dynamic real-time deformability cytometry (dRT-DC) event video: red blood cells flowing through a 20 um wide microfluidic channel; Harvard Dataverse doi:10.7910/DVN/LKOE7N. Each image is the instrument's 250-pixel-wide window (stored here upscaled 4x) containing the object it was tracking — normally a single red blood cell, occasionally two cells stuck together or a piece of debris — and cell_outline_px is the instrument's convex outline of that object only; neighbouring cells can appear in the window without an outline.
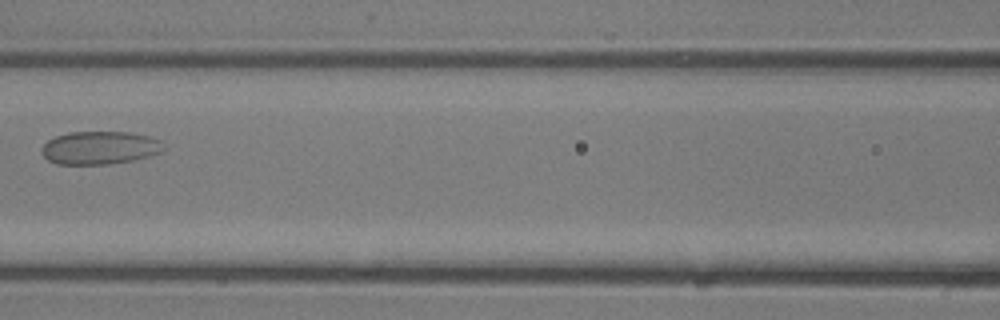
{"species": "common noctule bat (a hibernating species)", "species_latin": "Nyctalus noctula", "temperature_condition": "room temperature", "stored_images_in_passage": 27, "camera_frame_rate_fps": 3000, "um_per_image_px": 0.085, "animal": {"sex": "male", "body_mass_g": 13.3}, "frame": {"image": 1, "passage_image": 10, "time_ms": 3.0, "image_size_px": [1000, 320], "cell_outline_px": [[160, 152], [128, 160], [108, 164], [56, 164], [48, 160], [44, 156], [44, 144], [48, 140], [56, 136], [68, 132], [132, 132], [148, 136], [156, 140]], "centroid_in_image_um": [8.36, 12.55], "position_along_channel_um": 158.2, "area_um2": 22.6}}
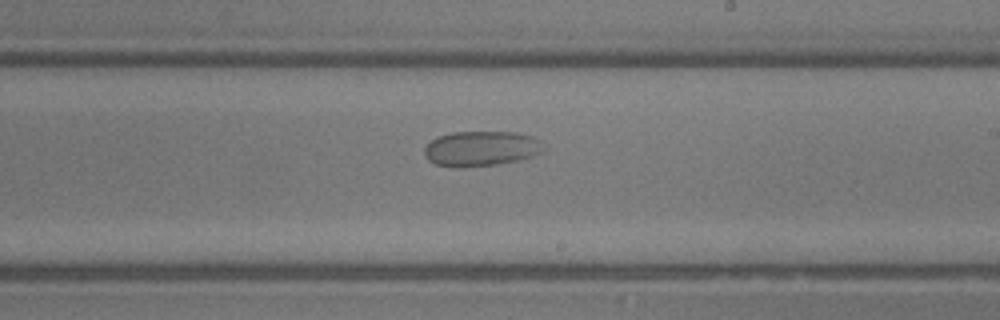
{"frame": {"image": 2, "passage_image": 15, "time_ms": 4.667, "image_size_px": [1000, 320], "cell_outline_px": [[540, 152], [516, 160], [496, 164], [456, 168], [436, 164], [428, 160], [424, 152], [424, 148], [436, 136], [452, 132], [516, 132], [532, 136], [540, 140]], "centroid_in_image_um": [40.81, 12.62], "position_along_channel_um": 248.2, "area_um2": 23.99}}
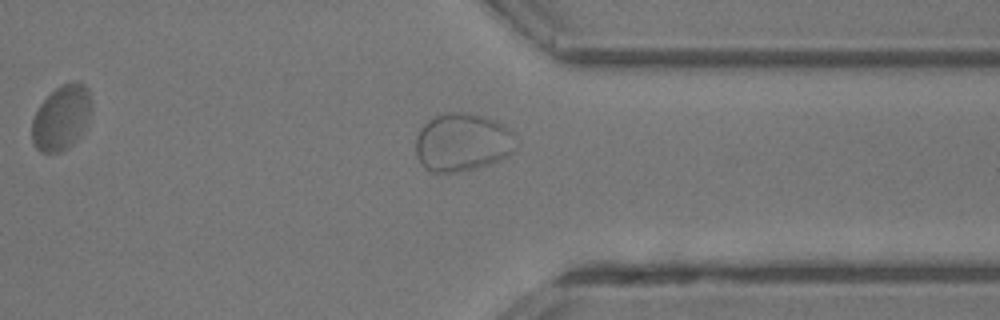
{"frame": {"image": 3, "passage_image": 22, "time_ms": 7.0, "image_size_px": [1000, 320], "cell_outline_px": [[512, 152], [488, 164], [460, 172], [432, 172], [424, 168], [420, 164], [416, 156], [416, 136], [420, 128], [428, 120], [436, 116], [448, 112], [468, 112], [484, 116], [496, 120], [508, 128]], "centroid_in_image_um": [39.18, 12.09], "position_along_channel_um": 372.2, "area_um2": 33.35}}